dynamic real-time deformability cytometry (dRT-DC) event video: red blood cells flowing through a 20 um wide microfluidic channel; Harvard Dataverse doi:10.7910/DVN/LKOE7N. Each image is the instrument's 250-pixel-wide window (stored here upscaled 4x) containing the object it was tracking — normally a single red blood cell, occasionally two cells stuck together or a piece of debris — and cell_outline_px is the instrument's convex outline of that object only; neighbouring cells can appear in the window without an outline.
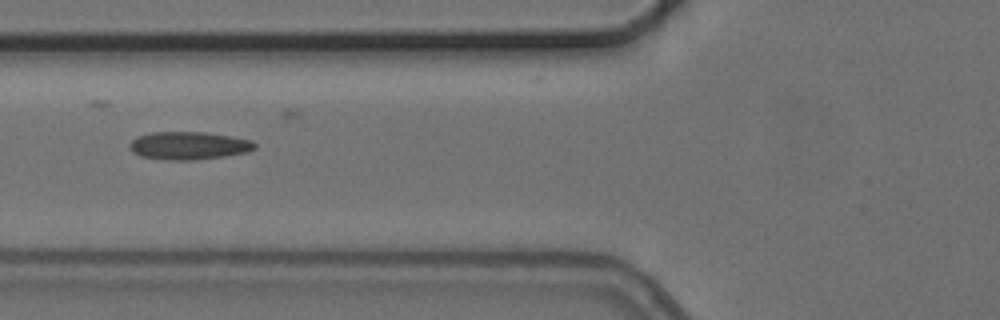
{"species": "common noctule bat (a hibernating species)", "species_latin": "Nyctalus noctula", "temperature_condition": "cold", "stored_images_in_passage": 8, "camera_frame_rate_fps": 3000, "um_per_image_px": 0.085, "animal": {"sex": "female", "body_mass_g": 24.6, "forearm_length_mm": 56.2}, "frame": {"image": 1, "passage_image": 6, "time_ms": 6.0, "image_size_px": [1000, 320], "cell_outline_px": [[256, 148], [248, 152], [224, 156], [192, 160], [168, 160], [140, 156], [132, 152], [128, 144], [136, 136], [152, 132], [204, 132], [252, 140], [256, 144]], "centroid_in_image_um": [16.02, 12.38], "position_along_channel_um": 109.8, "area_um2": 20.35}}
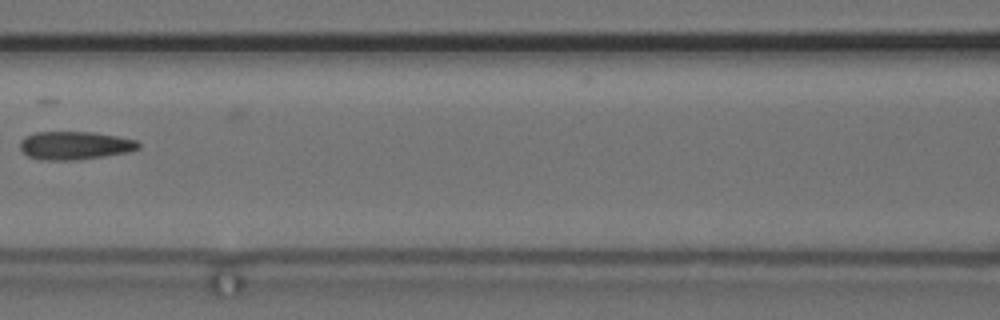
{"frame": {"image": 2, "passage_image": 7, "time_ms": 7.333, "image_size_px": [1000, 320], "cell_outline_px": [[140, 148], [128, 152], [104, 156], [76, 160], [40, 160], [28, 156], [20, 148], [20, 140], [24, 136], [36, 132], [92, 132], [116, 136], [136, 140], [140, 144]], "centroid_in_image_um": [6.34, 12.36], "position_along_channel_um": 160.3, "area_um2": 19.48}}
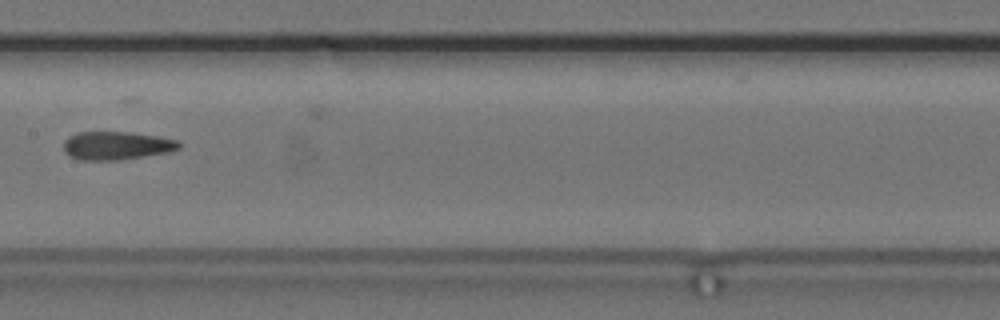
{"frame": {"image": 3, "passage_image": 8, "time_ms": 8.333, "image_size_px": [1000, 320], "cell_outline_px": [[180, 148], [168, 152], [120, 160], [80, 160], [68, 156], [64, 152], [64, 140], [68, 136], [80, 132], [132, 132], [180, 140]], "centroid_in_image_um": [9.89, 12.38], "position_along_channel_um": 197.5, "area_um2": 19.13}}